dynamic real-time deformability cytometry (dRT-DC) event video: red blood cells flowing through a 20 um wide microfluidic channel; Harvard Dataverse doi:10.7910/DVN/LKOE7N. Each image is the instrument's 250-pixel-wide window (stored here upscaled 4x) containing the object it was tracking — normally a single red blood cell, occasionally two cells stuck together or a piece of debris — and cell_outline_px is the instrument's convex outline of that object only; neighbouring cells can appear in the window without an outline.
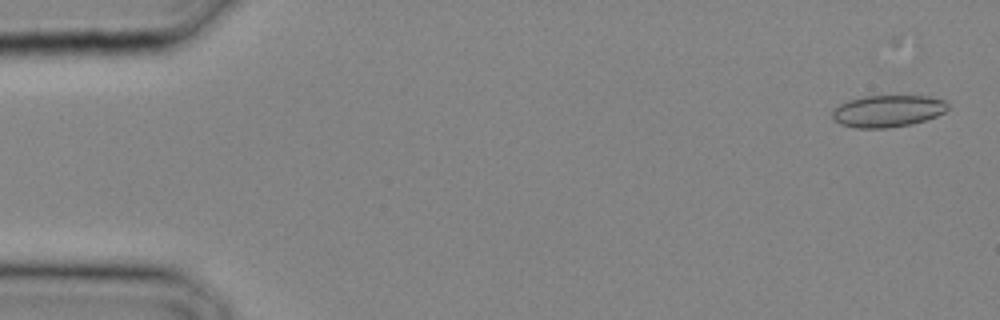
{"species": "common noctule bat (a hibernating species)", "species_latin": "Nyctalus noctula", "temperature_condition": "cold", "stored_images_in_passage": 23, "camera_frame_rate_fps": 3000, "um_per_image_px": 0.085, "animal": {"sex": "male", "body_mass_g": 20.4}, "frame": {"image": 1, "passage_image": 1, "time_ms": 0.0, "image_size_px": [1000, 320], "cell_outline_px": [[948, 108], [944, 112], [936, 116], [912, 124], [888, 128], [856, 128], [840, 124], [832, 116], [832, 108], [848, 100], [864, 96], [928, 96], [944, 100], [948, 104]], "centroid_in_image_um": [75.44, 9.44], "position_along_channel_um": 9.6, "area_um2": 21.5}}
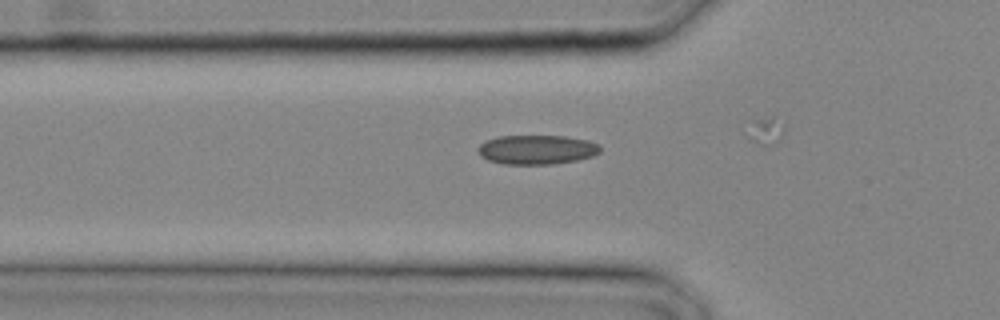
{"frame": {"image": 2, "passage_image": 10, "time_ms": 3.0, "image_size_px": [1000, 320], "cell_outline_px": [[600, 152], [592, 156], [576, 160], [552, 164], [500, 164], [488, 160], [480, 156], [476, 148], [480, 144], [488, 140], [500, 136], [564, 136], [588, 140], [600, 144]], "centroid_in_image_um": [45.61, 12.72], "position_along_channel_um": 80.2, "area_um2": 20.92}}
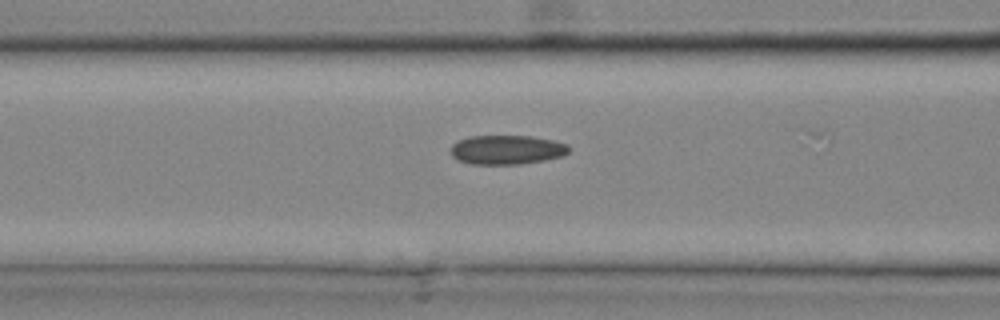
{"frame": {"image": 3, "passage_image": 12, "time_ms": 3.667, "image_size_px": [1000, 320], "cell_outline_px": [[568, 152], [560, 156], [544, 160], [520, 164], [472, 164], [456, 160], [452, 156], [448, 148], [456, 140], [468, 136], [532, 136], [552, 140], [568, 144]], "centroid_in_image_um": [42.99, 12.72], "position_along_channel_um": 123.6, "area_um2": 20.29}}